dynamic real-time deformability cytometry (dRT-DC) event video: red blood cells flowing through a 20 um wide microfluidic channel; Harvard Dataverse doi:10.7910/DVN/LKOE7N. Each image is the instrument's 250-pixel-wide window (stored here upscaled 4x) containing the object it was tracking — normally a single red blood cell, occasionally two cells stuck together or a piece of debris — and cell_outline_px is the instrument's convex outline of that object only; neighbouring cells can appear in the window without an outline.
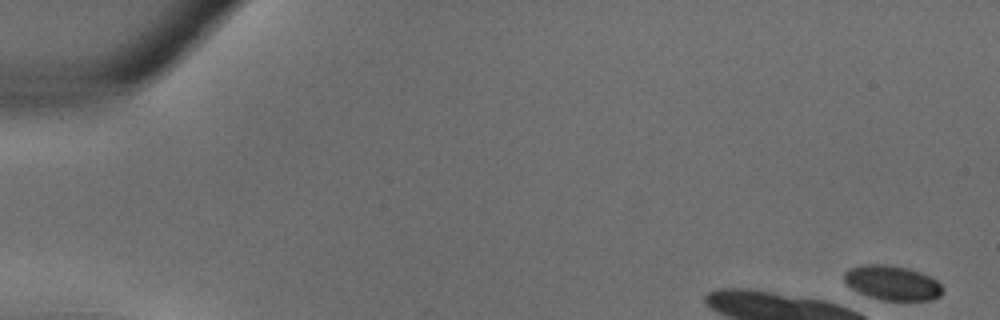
{"species": "common noctule bat (a hibernating species)", "species_latin": "Nyctalus noctula", "temperature_condition": "warm", "stored_images_in_passage": 3, "camera_frame_rate_fps": 3000, "um_per_image_px": 0.085, "animal": {"sex": "male", "body_mass_g": 18.8}, "frame": {"image": 1, "passage_image": 1, "time_ms": 0.0, "image_size_px": [1000, 320], "cell_outline_px": [[944, 292], [940, 296], [932, 300], [880, 300], [868, 296], [852, 288], [844, 280], [844, 272], [860, 264], [884, 264], [908, 268], [920, 272], [936, 280], [944, 288]], "centroid_in_image_um": [75.87, 24.04], "position_along_channel_um": 9.1, "area_um2": 19.83}}